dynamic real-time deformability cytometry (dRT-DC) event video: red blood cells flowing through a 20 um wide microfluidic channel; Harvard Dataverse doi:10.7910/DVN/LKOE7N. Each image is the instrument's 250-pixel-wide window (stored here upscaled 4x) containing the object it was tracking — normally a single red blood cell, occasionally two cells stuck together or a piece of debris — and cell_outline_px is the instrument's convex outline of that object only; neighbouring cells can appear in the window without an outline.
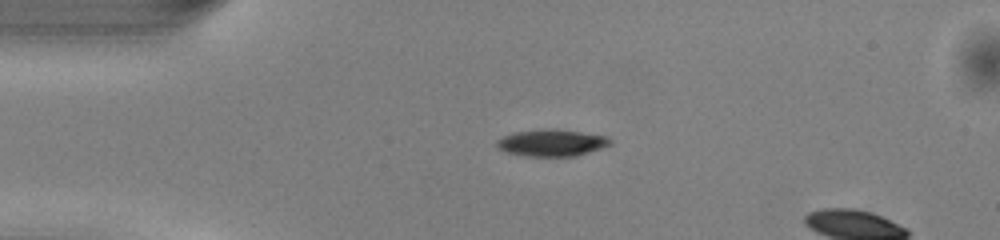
{"species": "common noctule bat (a hibernating species)", "species_latin": "Nyctalus noctula", "temperature_condition": "warm", "stored_images_in_passage": 15, "camera_frame_rate_fps": 3000, "um_per_image_px": 0.085, "animal": {"sex": "male", "body_mass_g": 13.0, "forearm_length_mm": 53.1}, "frame": {"image": 1, "passage_image": 11, "time_ms": 3.333, "image_size_px": [1000, 240], "cell_outline_px": [[612, 144], [576, 156], [524, 156], [508, 152], [496, 148], [496, 140], [512, 132], [548, 128], [556, 128], [608, 136], [612, 140]], "centroid_in_image_um": [46.88, 12.12], "position_along_channel_um": 38.1, "area_um2": 17.92}}